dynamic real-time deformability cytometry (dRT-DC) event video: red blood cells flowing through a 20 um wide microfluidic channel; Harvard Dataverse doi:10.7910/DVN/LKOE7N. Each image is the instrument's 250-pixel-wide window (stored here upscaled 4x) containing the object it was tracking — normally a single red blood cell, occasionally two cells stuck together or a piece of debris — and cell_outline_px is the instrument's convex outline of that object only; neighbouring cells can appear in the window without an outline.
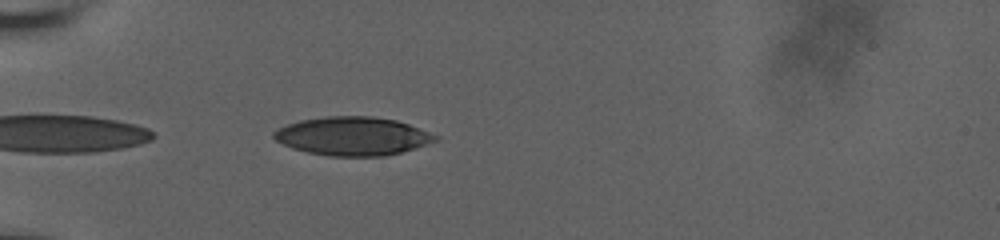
{"species": "human", "species_latin": "Homo sapiens", "temperature_condition": "room temperature", "stored_images_in_passage": 28, "camera_frame_rate_fps": 3000, "um_per_image_px": 0.085, "donor": {"sex": "male"}, "frame": {"image": 1, "passage_image": 2, "time_ms": 0.333, "image_size_px": [1000, 240], "cell_outline_px": [[440, 140], [400, 152], [384, 156], [328, 156], [308, 152], [292, 148], [276, 140], [272, 136], [272, 132], [288, 124], [300, 120], [324, 116], [372, 116], [396, 120], [408, 124], [440, 136]], "centroid_in_image_um": [29.98, 11.57], "position_along_channel_um": 55.0, "area_um2": 36.18}}
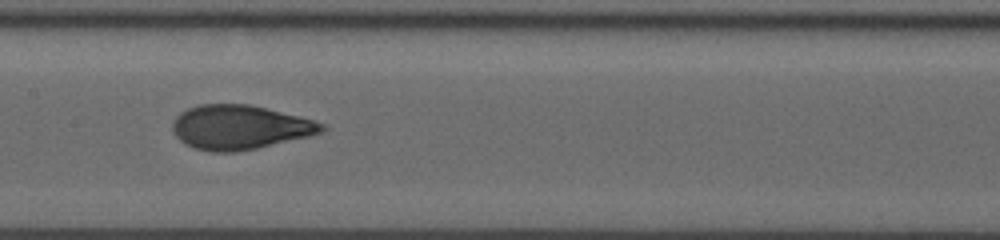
{"frame": {"image": 2, "passage_image": 13, "time_ms": 4.333, "image_size_px": [1000, 240], "cell_outline_px": [[328, 128], [324, 132], [308, 136], [256, 148], [236, 152], [212, 152], [196, 148], [184, 144], [172, 132], [172, 124], [176, 116], [180, 112], [188, 108], [200, 104], [248, 104], [300, 116], [324, 124]], "centroid_in_image_um": [20.36, 10.81], "position_along_channel_um": 187.0, "area_um2": 38.44}}
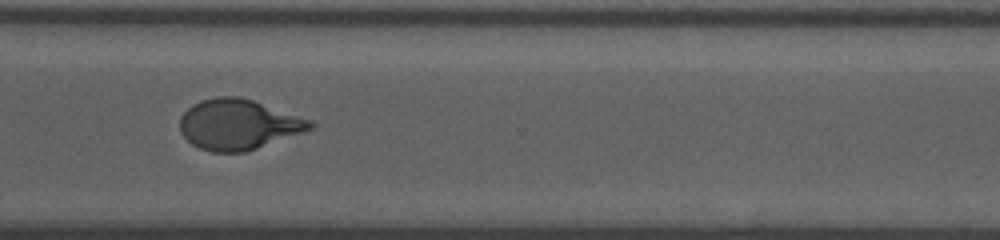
{"frame": {"image": 3, "passage_image": 27, "time_ms": 8.667, "image_size_px": [1000, 240], "cell_outline_px": [[316, 124], [312, 128], [304, 132], [244, 152], [212, 152], [200, 148], [192, 144], [180, 132], [180, 116], [192, 104], [200, 100], [216, 96], [240, 96], [312, 120]], "centroid_in_image_um": [20.24, 10.57], "position_along_channel_um": 350.4, "area_um2": 38.15}}